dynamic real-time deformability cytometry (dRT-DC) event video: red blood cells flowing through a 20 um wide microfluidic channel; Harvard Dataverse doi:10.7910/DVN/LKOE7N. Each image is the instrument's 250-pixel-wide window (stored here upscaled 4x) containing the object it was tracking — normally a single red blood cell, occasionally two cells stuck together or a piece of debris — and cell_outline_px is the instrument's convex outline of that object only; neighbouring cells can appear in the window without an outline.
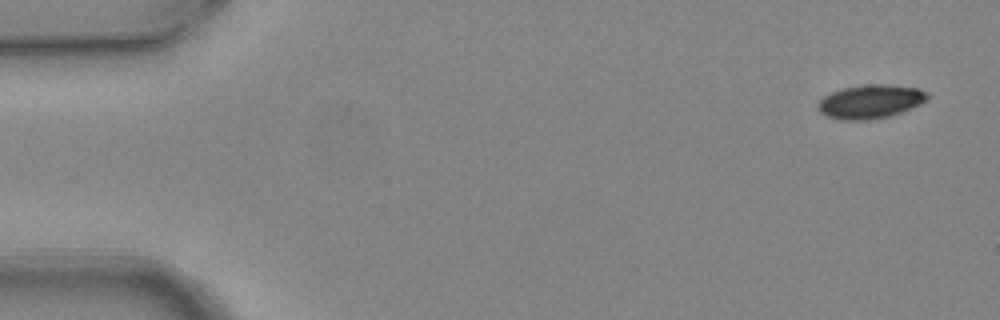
{"species": "common noctule bat (a hibernating species)", "species_latin": "Nyctalus noctula", "temperature_condition": "warm", "stored_images_in_passage": 4, "camera_frame_rate_fps": 3000, "um_per_image_px": 0.085, "animal": {"sex": "female", "body_mass_g": 24.6, "forearm_length_mm": 56.2}, "frame": {"image": 1, "passage_image": 1, "time_ms": 0.0, "image_size_px": [1000, 320], "cell_outline_px": [[928, 100], [920, 104], [900, 112], [888, 116], [864, 120], [840, 120], [828, 116], [820, 112], [816, 108], [816, 104], [824, 96], [840, 88], [868, 84], [888, 84], [920, 88], [928, 92]], "centroid_in_image_um": [73.97, 8.62], "position_along_channel_um": 11.0, "area_um2": 21.62}}